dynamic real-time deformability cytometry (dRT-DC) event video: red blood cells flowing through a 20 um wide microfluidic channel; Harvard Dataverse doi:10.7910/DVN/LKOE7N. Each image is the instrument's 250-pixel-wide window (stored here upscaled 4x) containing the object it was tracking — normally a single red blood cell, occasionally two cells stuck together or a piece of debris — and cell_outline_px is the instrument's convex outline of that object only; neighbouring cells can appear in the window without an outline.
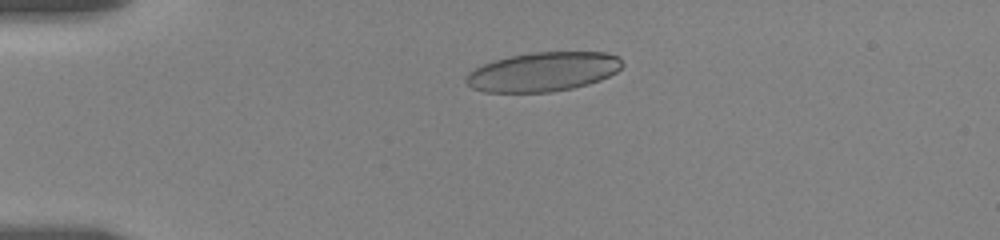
{"species": "human", "species_latin": "Homo sapiens", "temperature_condition": "room temperature", "stored_images_in_passage": 35, "camera_frame_rate_fps": 3000, "um_per_image_px": 0.085, "donor": {"sex": "female"}, "frame": {"image": 1, "passage_image": 6, "time_ms": 3.0, "image_size_px": [1000, 240], "cell_outline_px": [[624, 64], [616, 72], [600, 80], [588, 84], [572, 88], [552, 92], [484, 92], [472, 88], [464, 80], [464, 76], [468, 72], [492, 60], [508, 56], [532, 52], [608, 52], [616, 56]], "centroid_in_image_um": [46.13, 6.1], "position_along_channel_um": 38.9, "area_um2": 35.84}}
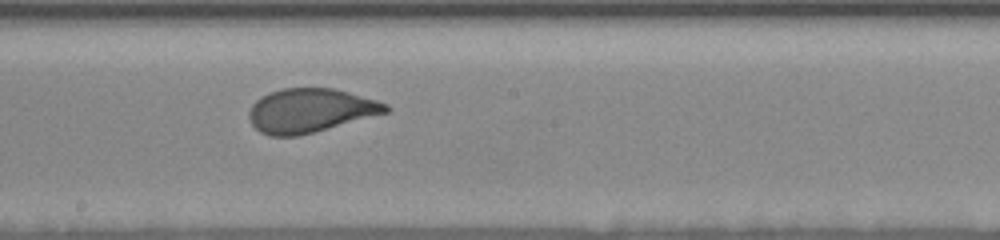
{"frame": {"image": 2, "passage_image": 17, "time_ms": 9.333, "image_size_px": [1000, 240], "cell_outline_px": [[392, 108], [388, 112], [312, 132], [296, 136], [268, 136], [260, 132], [252, 124], [248, 116], [248, 112], [252, 104], [260, 96], [284, 88], [332, 88], [348, 92], [376, 100], [388, 104]], "centroid_in_image_um": [26.35, 9.39], "position_along_channel_um": 221.9, "area_um2": 34.68}}
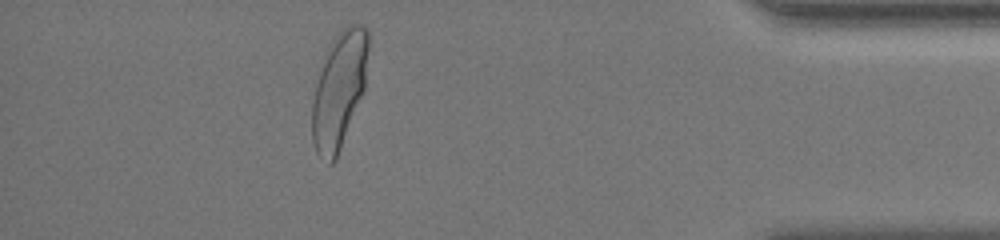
{"frame": {"image": 3, "passage_image": 31, "time_ms": 15.667, "image_size_px": [1000, 240], "cell_outline_px": [[368, 48], [364, 88], [336, 160], [332, 164], [328, 164], [316, 152], [312, 140], [312, 100], [316, 84], [328, 44], [348, 24], [360, 24], [368, 28]], "centroid_in_image_um": [28.81, 7.65], "position_along_channel_um": 406.4, "area_um2": 37.69}, "authors_computed_cell_mechanics": {"area_um2": 35.9516, "velocity_mm_per_s": 3.5198, "shape_relaxation_time_tau1_ms": 6.1846, "shape_relaxation_time_tau2_ms": null, "deformation_change_tau1": 0.1801, "deformation_change_tau2": null}}